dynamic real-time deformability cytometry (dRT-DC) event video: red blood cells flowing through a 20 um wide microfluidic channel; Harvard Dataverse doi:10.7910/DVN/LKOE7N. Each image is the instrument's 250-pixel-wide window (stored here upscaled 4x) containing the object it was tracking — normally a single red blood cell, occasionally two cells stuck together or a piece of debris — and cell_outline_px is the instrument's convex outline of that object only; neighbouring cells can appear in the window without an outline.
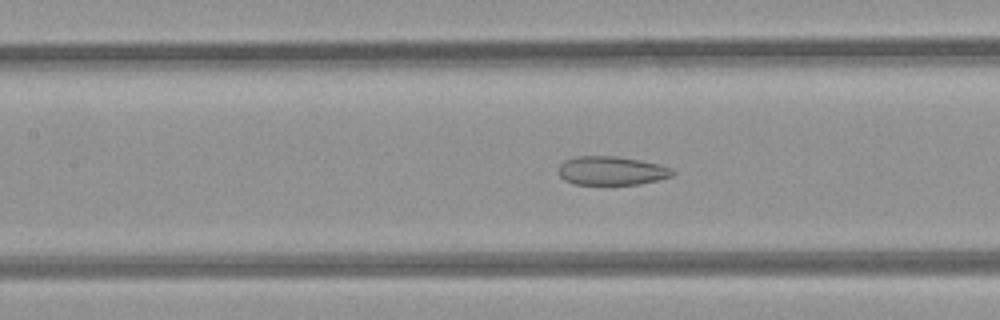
{"species": "common noctule bat (a hibernating species)", "species_latin": "Nyctalus noctula", "temperature_condition": "room temperature", "stored_images_in_passage": 41, "camera_frame_rate_fps": 3000, "um_per_image_px": 0.085, "animal": {"sex": "female", "body_mass_g": 21.9}, "frame": {"image": 1, "passage_image": 17, "time_ms": 5.333, "image_size_px": [1000, 320], "cell_outline_px": [[676, 172], [672, 176], [640, 184], [572, 184], [564, 180], [560, 176], [560, 164], [564, 160], [576, 156], [616, 156], [640, 160], [660, 164], [672, 168]], "centroid_in_image_um": [52.0, 14.5], "position_along_channel_um": 155.4, "area_um2": 19.13}}
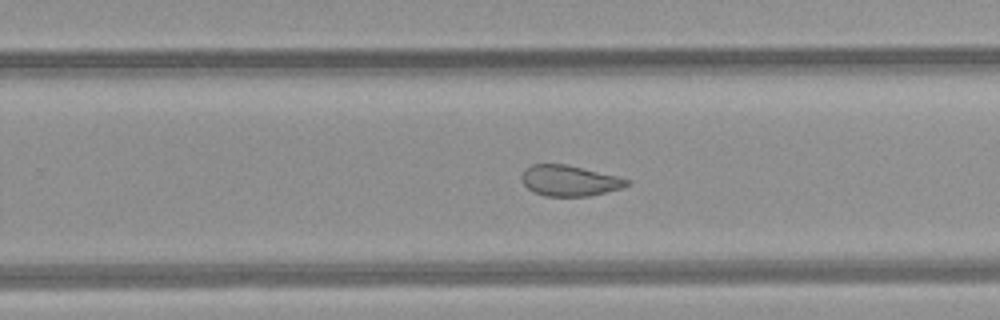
{"frame": {"image": 2, "passage_image": 26, "time_ms": 8.333, "image_size_px": [1000, 320], "cell_outline_px": [[632, 184], [620, 188], [588, 196], [544, 196], [532, 192], [524, 184], [520, 176], [524, 168], [532, 164], [568, 164], [632, 180]], "centroid_in_image_um": [48.38, 15.35], "position_along_channel_um": 281.4, "area_um2": 18.96}}
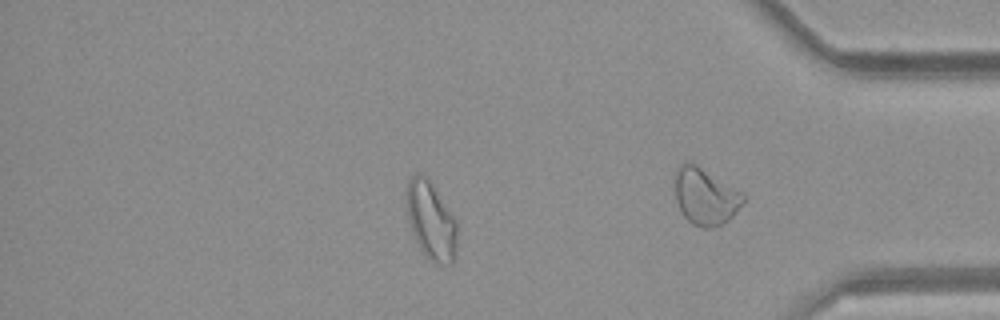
{"frame": {"image": 3, "passage_image": 33, "time_ms": 10.667, "image_size_px": [1000, 320], "cell_outline_px": [[456, 256], [452, 264], [440, 264], [432, 260], [420, 248], [416, 240], [408, 220], [408, 180], [416, 172], [420, 172], [432, 184], [456, 220]], "centroid_in_image_um": [36.66, 18.77], "position_along_channel_um": 398.5, "area_um2": 22.31}, "authors_computed_cell_mechanics": {"area_um2": 22.4264, "velocity_mm_per_s": 4.2203, "shape_relaxation_time_tau1_ms": null, "shape_relaxation_time_tau2_ms": 1.5349, "deformation_change_tau1": null, "deformation_change_tau2": 0.076}}